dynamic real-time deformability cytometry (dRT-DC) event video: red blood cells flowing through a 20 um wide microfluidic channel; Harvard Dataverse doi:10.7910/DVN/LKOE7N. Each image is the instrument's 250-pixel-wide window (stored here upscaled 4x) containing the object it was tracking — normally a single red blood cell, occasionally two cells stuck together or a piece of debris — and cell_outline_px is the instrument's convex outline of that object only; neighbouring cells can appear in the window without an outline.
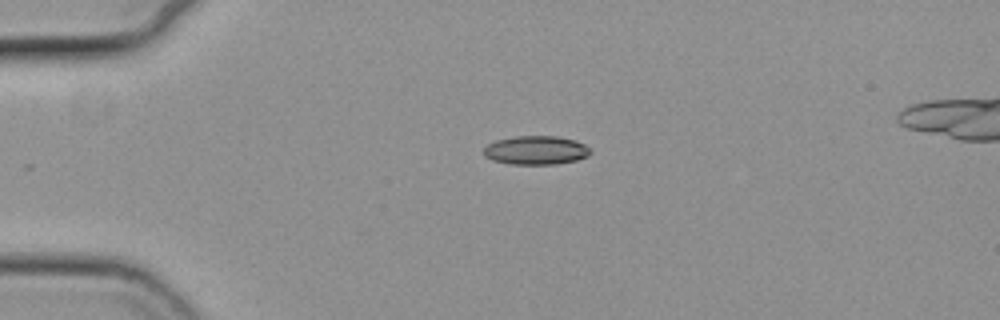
{"species": "common noctule bat (a hibernating species)", "species_latin": "Nyctalus noctula", "temperature_condition": "cold", "stored_images_in_passage": 38, "camera_frame_rate_fps": 3000, "um_per_image_px": 0.085, "animal": {"sex": "female", "body_mass_g": 19.3, "forearm_length_mm": 54.1}, "frame": {"image": 1, "passage_image": 1, "time_ms": 0.0, "image_size_px": [1000, 320], "cell_outline_px": [[592, 152], [588, 156], [576, 160], [556, 164], [512, 164], [492, 160], [484, 156], [484, 148], [488, 144], [496, 140], [516, 136], [556, 136], [576, 140], [584, 144]], "centroid_in_image_um": [45.56, 12.77], "position_along_channel_um": 39.4, "area_um2": 17.86}}
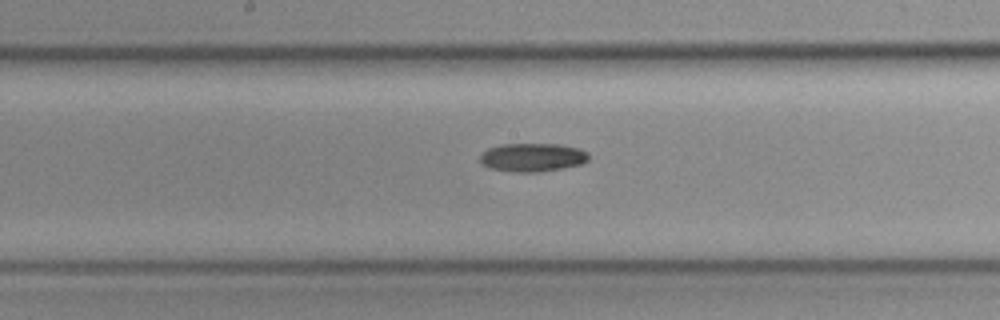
{"frame": {"image": 2, "passage_image": 17, "time_ms": 5.333, "image_size_px": [1000, 320], "cell_outline_px": [[588, 160], [580, 164], [560, 168], [536, 172], [520, 172], [488, 168], [480, 160], [480, 156], [488, 148], [500, 144], [560, 144], [580, 148], [588, 152]], "centroid_in_image_um": [45.27, 13.36], "position_along_channel_um": 202.9, "area_um2": 17.86}}
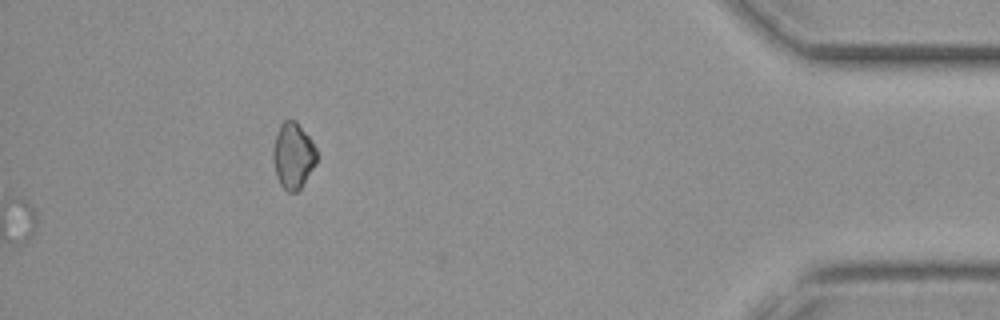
{"frame": {"image": 3, "passage_image": 38, "time_ms": 12.333, "image_size_px": [1000, 320], "cell_outline_px": [[316, 164], [300, 188], [296, 192], [288, 192], [280, 184], [276, 176], [272, 160], [272, 152], [276, 132], [280, 124], [284, 120], [296, 120], [312, 140], [316, 148]], "centroid_in_image_um": [24.9, 13.21], "position_along_channel_um": 410.3, "area_um2": 16.94}}